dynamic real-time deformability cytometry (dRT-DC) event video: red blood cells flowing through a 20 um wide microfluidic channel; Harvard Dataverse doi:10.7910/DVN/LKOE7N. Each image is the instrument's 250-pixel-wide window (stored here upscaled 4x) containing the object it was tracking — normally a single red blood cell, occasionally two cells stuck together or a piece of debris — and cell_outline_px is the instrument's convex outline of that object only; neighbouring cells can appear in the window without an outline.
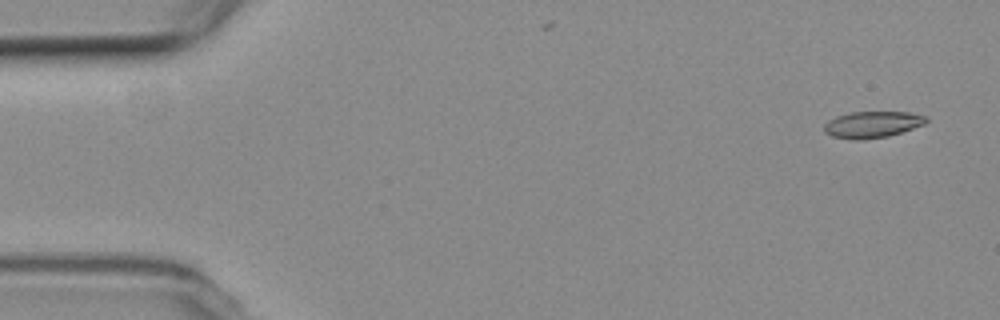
{"species": "common noctule bat (a hibernating species)", "species_latin": "Nyctalus noctula", "temperature_condition": "room temperature", "stored_images_in_passage": 6, "segment_of_instrument_passage": [1, 2], "camera_frame_rate_fps": 3000, "um_per_image_px": 0.085, "animal": {"sex": "female", "body_mass_g": 19.3, "forearm_length_mm": 54.1}, "frame": {"image": 1, "passage_image": 1, "time_ms": 0.0, "image_size_px": [1000, 320], "cell_outline_px": [[928, 120], [924, 124], [888, 136], [860, 140], [852, 140], [832, 136], [824, 132], [824, 124], [828, 120], [836, 116], [852, 112], [908, 112], [928, 116]], "centroid_in_image_um": [74.12, 10.58], "position_along_channel_um": 10.9, "area_um2": 15.72}}
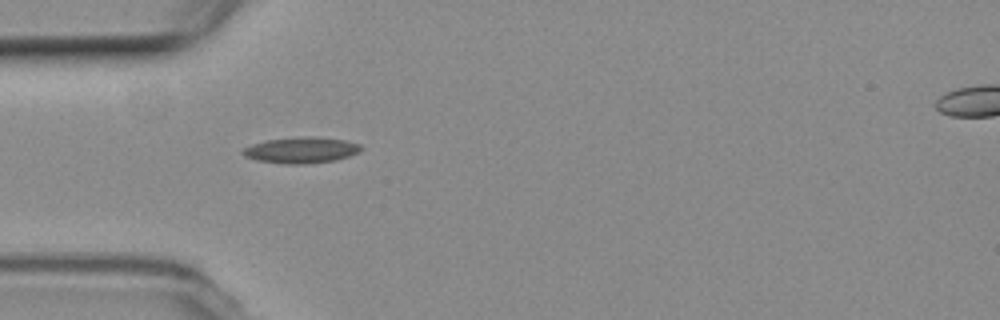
{"frame": {"image": 2, "passage_image": 5, "time_ms": 4.667, "image_size_px": [1000, 320], "cell_outline_px": [[364, 148], [360, 152], [336, 160], [304, 164], [284, 164], [256, 160], [244, 156], [240, 152], [244, 148], [252, 144], [268, 140], [308, 136], [316, 136], [344, 140], [360, 144]], "centroid_in_image_um": [25.62, 12.76], "position_along_channel_um": 59.4, "area_um2": 17.98}}